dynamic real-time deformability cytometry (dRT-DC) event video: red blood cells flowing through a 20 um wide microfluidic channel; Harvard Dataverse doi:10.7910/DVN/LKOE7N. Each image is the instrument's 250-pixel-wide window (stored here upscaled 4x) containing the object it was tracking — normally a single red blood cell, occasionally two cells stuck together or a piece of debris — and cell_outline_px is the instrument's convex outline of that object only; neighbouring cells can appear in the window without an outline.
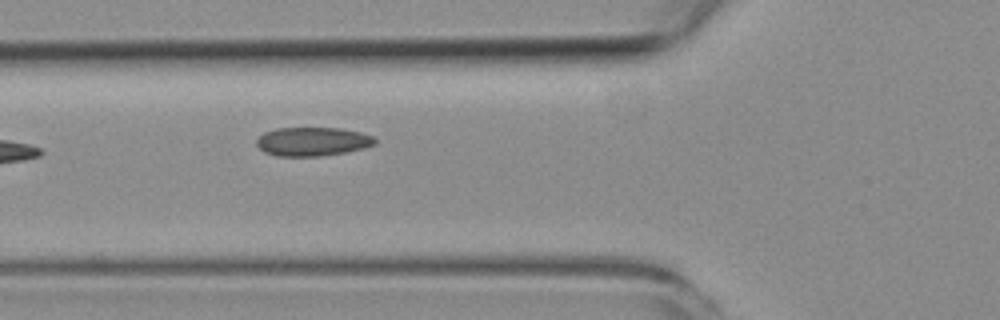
{"species": "common noctule bat (a hibernating species)", "species_latin": "Nyctalus noctula", "temperature_condition": "room temperature", "stored_images_in_passage": 7, "camera_frame_rate_fps": 3000, "um_per_image_px": 0.085, "animal": {"sex": "female", "body_mass_g": 19.3, "forearm_length_mm": 54.1}, "frame": {"image": 1, "passage_image": 7, "time_ms": 7.0, "image_size_px": [1000, 320], "cell_outline_px": [[376, 144], [364, 148], [344, 152], [320, 156], [276, 156], [264, 152], [256, 144], [256, 140], [264, 132], [276, 128], [340, 128], [360, 132], [372, 136], [376, 140]], "centroid_in_image_um": [26.55, 12.03], "position_along_channel_um": 99.3, "area_um2": 19.83}}